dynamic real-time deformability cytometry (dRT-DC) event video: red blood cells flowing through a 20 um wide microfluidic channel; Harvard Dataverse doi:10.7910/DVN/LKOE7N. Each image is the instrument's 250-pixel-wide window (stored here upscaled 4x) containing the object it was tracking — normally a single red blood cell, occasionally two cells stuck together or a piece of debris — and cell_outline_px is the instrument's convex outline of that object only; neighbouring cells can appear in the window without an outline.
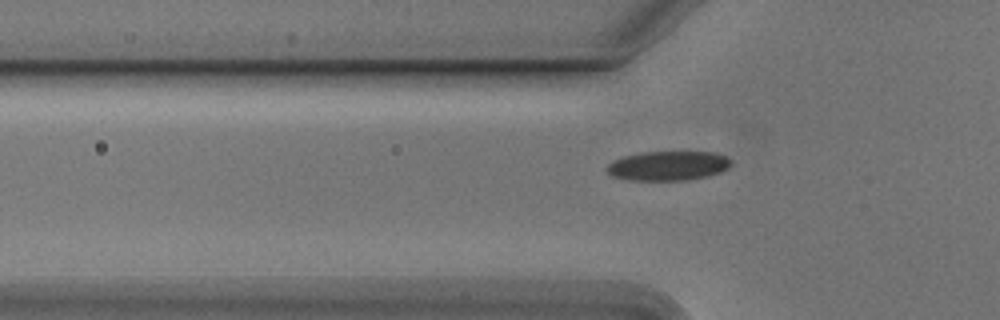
{"species": "Egyptian fruit bat (a non-hibernating species)", "species_latin": "Rousettus aegyptiacus", "temperature_condition": "cold", "stored_images_in_passage": 28, "camera_frame_rate_fps": 3000, "um_per_image_px": 0.085, "animal": {"sex": "male"}, "frame": {"image": 1, "passage_image": 3, "time_ms": 0.667, "image_size_px": [1000, 320], "cell_outline_px": [[732, 164], [728, 168], [720, 172], [708, 176], [688, 180], [628, 180], [612, 176], [604, 168], [612, 160], [624, 156], [640, 152], [716, 152], [732, 160]], "centroid_in_image_um": [56.77, 14.09], "position_along_channel_um": 69.0, "area_um2": 21.5}}
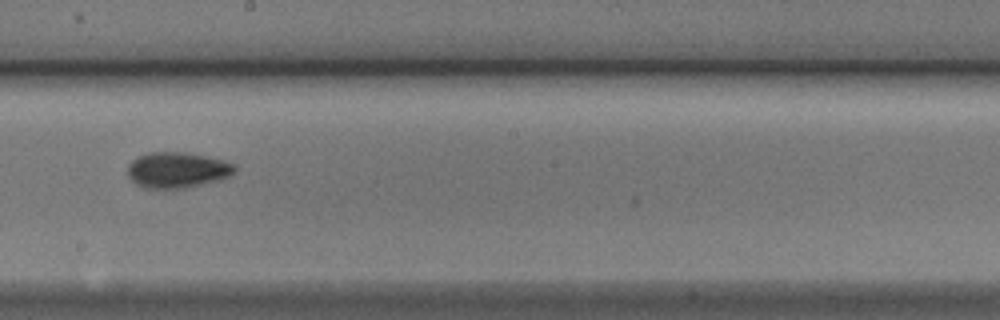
{"frame": {"image": 2, "passage_image": 16, "time_ms": 5.0, "image_size_px": [1000, 320], "cell_outline_px": [[236, 168], [228, 176], [220, 180], [204, 184], [184, 188], [144, 188], [136, 184], [128, 176], [128, 164], [136, 156], [148, 152], [184, 152], [224, 160], [232, 164]], "centroid_in_image_um": [15.02, 14.45], "position_along_channel_um": 233.2, "area_um2": 22.25}}
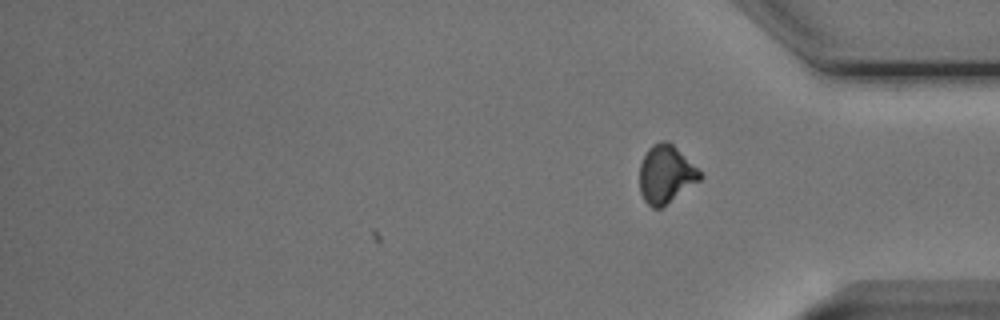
{"frame": {"image": 3, "passage_image": 28, "time_ms": 9.0, "image_size_px": [1000, 320], "cell_outline_px": [[704, 176], [700, 180], [660, 208], [652, 208], [644, 200], [640, 192], [640, 164], [648, 148], [652, 144], [664, 140], [668, 140]], "centroid_in_image_um": [56.57, 14.81], "position_along_channel_um": 378.6, "area_um2": 20.0}, "authors_computed_cell_mechanics": {"area_um2": 21.2126, "velocity_mm_per_s": 3.7848, "shape_relaxation_time_tau1_ms": 2.5512, "shape_relaxation_time_tau2_ms": 3.5432, "deformation_change_tau1": 0.1181, "deformation_change_tau2": 0.0826}}